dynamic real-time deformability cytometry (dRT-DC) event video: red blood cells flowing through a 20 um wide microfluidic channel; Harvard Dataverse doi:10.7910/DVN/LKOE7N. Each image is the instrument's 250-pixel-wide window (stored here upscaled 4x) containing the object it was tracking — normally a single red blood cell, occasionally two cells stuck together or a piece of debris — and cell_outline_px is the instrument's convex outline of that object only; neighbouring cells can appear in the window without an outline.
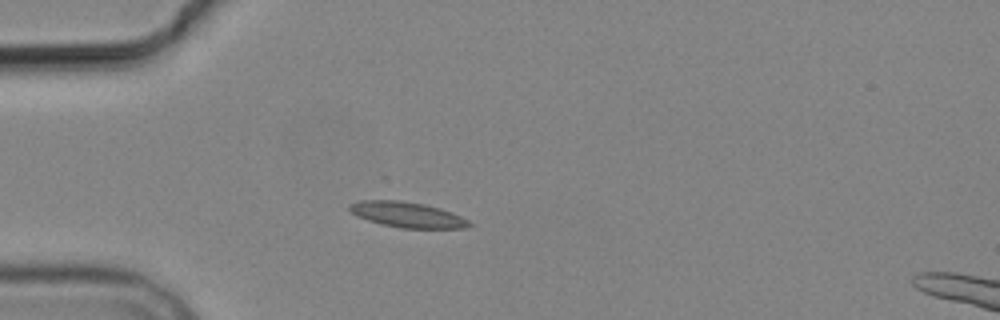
{"species": "common noctule bat (a hibernating species)", "species_latin": "Nyctalus noctula", "temperature_condition": "cold", "stored_images_in_passage": 3, "camera_frame_rate_fps": 3000, "um_per_image_px": 0.085, "animal": {"sex": "male", "body_mass_g": 19.2, "forearm_length_mm": 51.8}, "frame": {"image": 1, "passage_image": 3, "time_ms": 2.333, "image_size_px": [1000, 320], "cell_outline_px": [[472, 224], [468, 228], [400, 228], [380, 224], [356, 216], [348, 208], [348, 204], [360, 200], [400, 200], [424, 204], [440, 208], [452, 212], [468, 220]], "centroid_in_image_um": [34.6, 18.24], "position_along_channel_um": 50.4, "area_um2": 17.86}}